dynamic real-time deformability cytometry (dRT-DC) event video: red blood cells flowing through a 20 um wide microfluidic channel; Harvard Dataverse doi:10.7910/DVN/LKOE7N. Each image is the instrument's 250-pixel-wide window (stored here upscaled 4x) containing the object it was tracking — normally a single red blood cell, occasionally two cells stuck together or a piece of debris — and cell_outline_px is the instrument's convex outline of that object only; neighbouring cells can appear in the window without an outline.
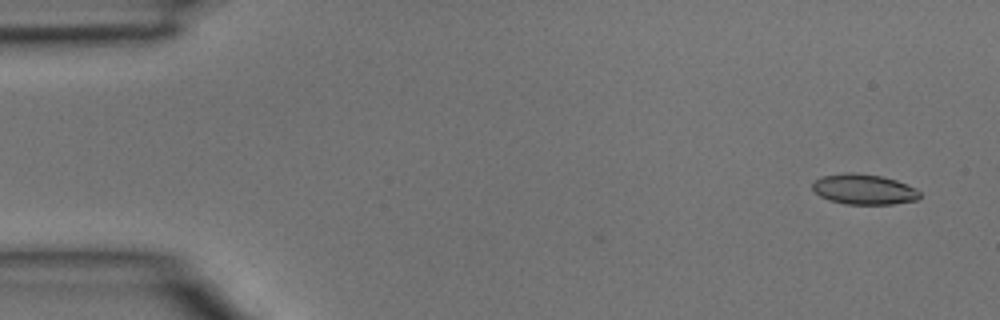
{"species": "common noctule bat (a hibernating species)", "species_latin": "Nyctalus noctula", "temperature_condition": "room temperature", "stored_images_in_passage": 5, "camera_frame_rate_fps": 3000, "um_per_image_px": 0.085, "animal": {"sex": "male", "body_mass_g": 15.6}, "frame": {"image": 1, "passage_image": 1, "time_ms": 0.0, "image_size_px": [1000, 320], "cell_outline_px": [[920, 196], [916, 200], [892, 204], [844, 204], [828, 200], [820, 196], [812, 188], [812, 184], [816, 180], [824, 176], [844, 172], [856, 172], [884, 176], [896, 180], [916, 188], [920, 192]], "centroid_in_image_um": [73.43, 16.08], "position_along_channel_um": 11.6, "area_um2": 19.07}}